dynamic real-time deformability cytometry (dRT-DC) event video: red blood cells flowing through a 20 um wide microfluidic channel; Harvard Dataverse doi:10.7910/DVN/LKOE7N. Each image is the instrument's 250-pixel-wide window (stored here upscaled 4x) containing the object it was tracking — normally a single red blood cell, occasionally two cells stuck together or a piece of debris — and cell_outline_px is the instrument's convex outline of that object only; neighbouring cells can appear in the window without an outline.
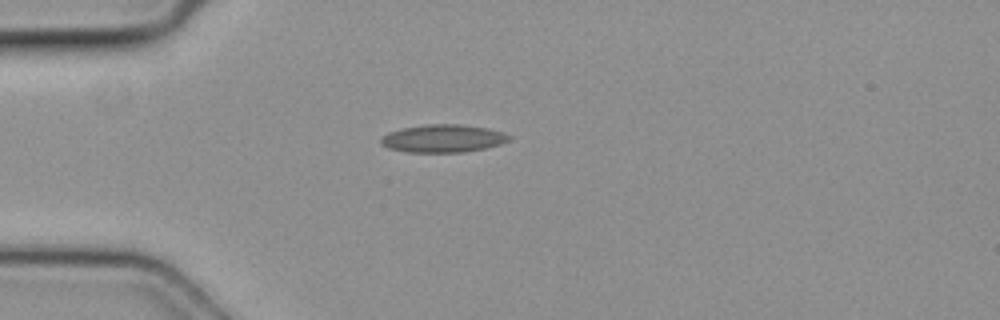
{"species": "common noctule bat (a hibernating species)", "species_latin": "Nyctalus noctula", "temperature_condition": "cold", "stored_images_in_passage": 1, "camera_frame_rate_fps": 3000, "um_per_image_px": 0.085, "animal": {"sex": "female", "body_mass_g": 19.3, "forearm_length_mm": 54.1}, "frame": {"image": 1, "passage_image": 1, "time_ms": 0.0, "image_size_px": [1000, 320], "cell_outline_px": [[512, 136], [508, 140], [500, 144], [484, 148], [464, 152], [408, 152], [388, 148], [380, 144], [380, 136], [388, 132], [404, 128], [424, 124], [460, 124], [488, 128], [504, 132]], "centroid_in_image_um": [37.63, 11.76], "position_along_channel_um": 47.4, "area_um2": 20.87}}